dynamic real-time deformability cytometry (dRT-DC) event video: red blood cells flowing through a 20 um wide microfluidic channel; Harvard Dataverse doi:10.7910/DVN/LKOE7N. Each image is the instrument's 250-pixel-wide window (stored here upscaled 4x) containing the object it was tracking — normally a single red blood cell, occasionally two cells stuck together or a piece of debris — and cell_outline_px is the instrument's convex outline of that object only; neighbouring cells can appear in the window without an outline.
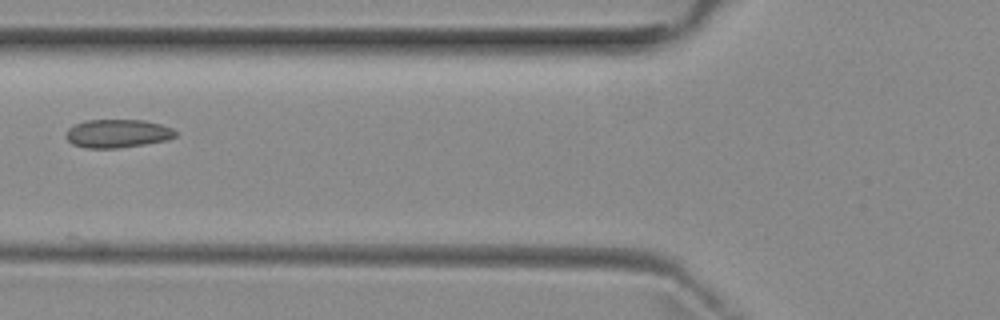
{"species": "common noctule bat (a hibernating species)", "species_latin": "Nyctalus noctula", "temperature_condition": "room temperature", "stored_images_in_passage": 4, "camera_frame_rate_fps": 3000, "um_per_image_px": 0.085, "animal": {"sex": "female", "body_mass_g": 29.2, "forearm_length_mm": 56.3}, "frame": {"image": 1, "passage_image": 4, "time_ms": 3.333, "image_size_px": [1000, 320], "cell_outline_px": [[176, 136], [168, 140], [144, 144], [116, 148], [88, 148], [72, 144], [64, 136], [64, 132], [68, 128], [84, 120], [144, 120], [160, 124], [172, 128], [176, 132]], "centroid_in_image_um": [9.96, 11.34], "position_along_channel_um": 115.8, "area_um2": 18.15}}